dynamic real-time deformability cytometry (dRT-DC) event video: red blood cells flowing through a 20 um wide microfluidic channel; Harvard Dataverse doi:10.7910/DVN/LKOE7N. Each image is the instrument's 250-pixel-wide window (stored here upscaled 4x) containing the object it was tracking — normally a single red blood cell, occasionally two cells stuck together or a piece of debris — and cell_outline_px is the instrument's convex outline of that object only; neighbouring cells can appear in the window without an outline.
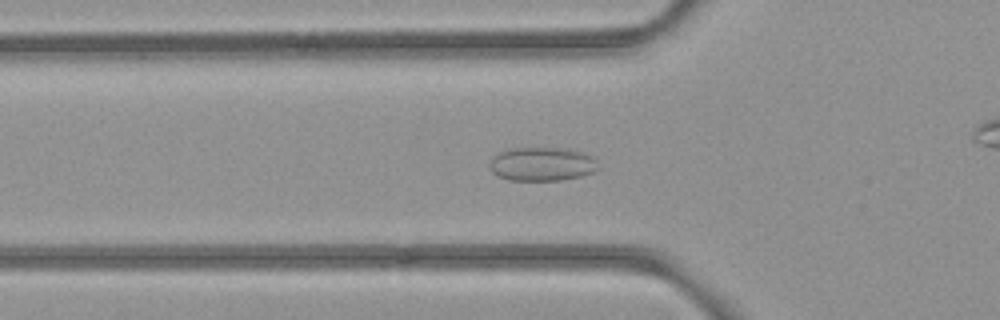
{"species": "common noctule bat (a hibernating species)", "species_latin": "Nyctalus noctula", "temperature_condition": "room temperature", "stored_images_in_passage": 42, "camera_frame_rate_fps": 3000, "um_per_image_px": 0.085, "animal": {"sex": "female", "body_mass_g": 21.9}, "frame": {"image": 1, "passage_image": 10, "time_ms": 3.0, "image_size_px": [1000, 320], "cell_outline_px": [[600, 168], [596, 172], [580, 176], [560, 180], [508, 180], [492, 172], [488, 168], [488, 164], [492, 156], [500, 152], [512, 148], [572, 148], [584, 152], [592, 156], [596, 160]], "centroid_in_image_um": [46.1, 13.93], "position_along_channel_um": 79.7, "area_um2": 21.73}}
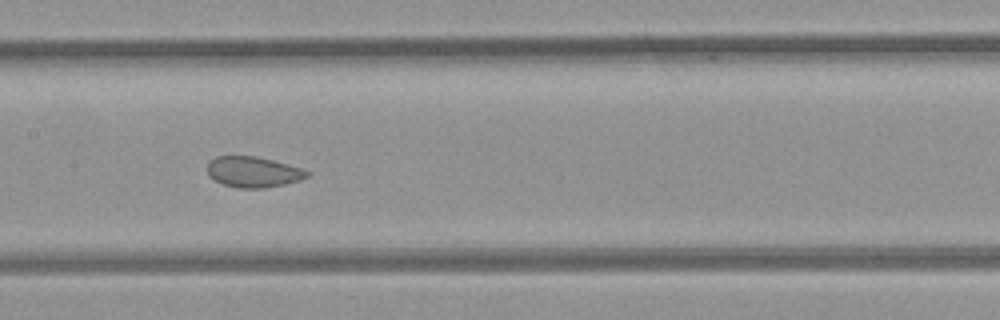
{"frame": {"image": 2, "passage_image": 18, "time_ms": 5.667, "image_size_px": [1000, 320], "cell_outline_px": [[308, 176], [300, 180], [284, 184], [264, 188], [236, 188], [224, 184], [208, 176], [208, 160], [216, 156], [256, 156], [304, 168], [308, 172]], "centroid_in_image_um": [21.51, 14.61], "position_along_channel_um": 185.9, "area_um2": 17.86}}
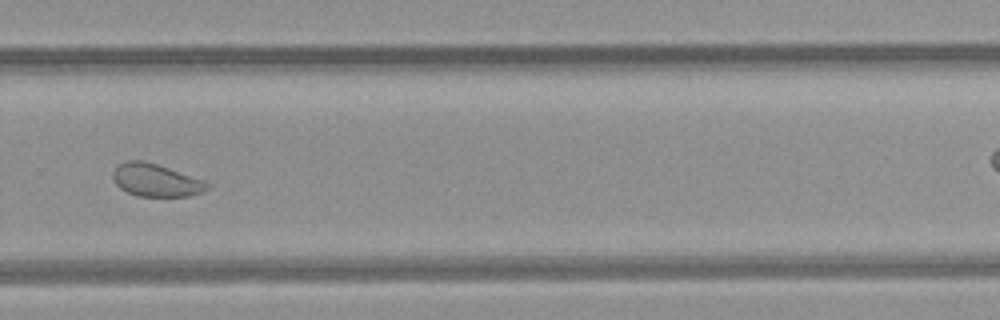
{"frame": {"image": 3, "passage_image": 28, "time_ms": 9.0, "image_size_px": [1000, 320], "cell_outline_px": [[212, 188], [204, 192], [188, 196], [136, 196], [120, 188], [112, 180], [112, 172], [116, 164], [128, 160], [144, 160], [204, 180], [212, 184]], "centroid_in_image_um": [13.25, 15.32], "position_along_channel_um": 316.5, "area_um2": 18.26}, "authors_computed_cell_mechanics": {"area_um2": 19.7387, "velocity_mm_per_s": 3.9356, "shape_relaxation_time_tau1_ms": null, "shape_relaxation_time_tau2_ms": 0.9903, "deformation_change_tau1": null, "deformation_change_tau2": 0.0573}}